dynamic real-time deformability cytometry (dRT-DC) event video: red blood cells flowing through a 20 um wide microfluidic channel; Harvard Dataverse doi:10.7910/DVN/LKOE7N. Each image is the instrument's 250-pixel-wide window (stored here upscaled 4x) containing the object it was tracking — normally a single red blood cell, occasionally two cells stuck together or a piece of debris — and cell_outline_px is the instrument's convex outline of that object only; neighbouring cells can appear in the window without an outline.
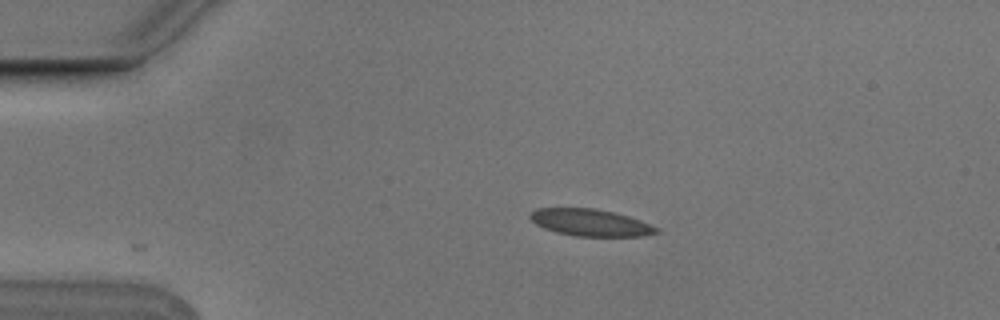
{"species": "Egyptian fruit bat (a non-hibernating species)", "species_latin": "Rousettus aegyptiacus", "temperature_condition": "cold", "stored_images_in_passage": 4, "camera_frame_rate_fps": 3000, "um_per_image_px": 0.085, "animal": {"sex": "male"}, "frame": {"image": 1, "passage_image": 1, "time_ms": 0.0, "image_size_px": [1000, 320], "cell_outline_px": [[660, 232], [644, 236], [576, 236], [556, 232], [544, 228], [536, 224], [528, 216], [536, 208], [596, 208], [628, 216], [640, 220], [660, 228]], "centroid_in_image_um": [50.21, 18.92], "position_along_channel_um": 34.8, "area_um2": 19.83}}
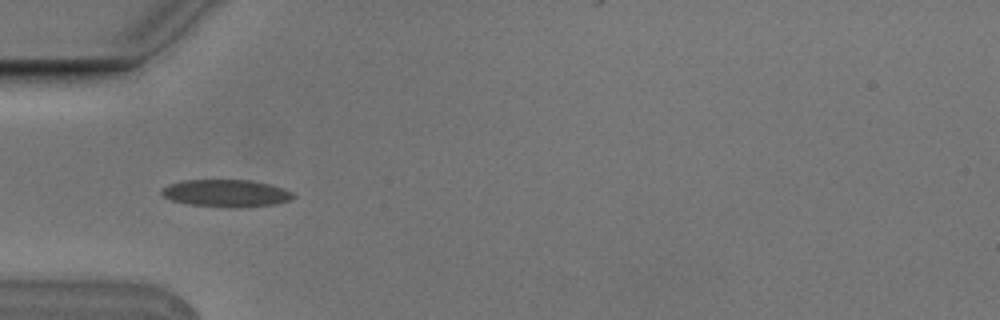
{"frame": {"image": 2, "passage_image": 2, "time_ms": 0.333, "image_size_px": [1000, 320], "cell_outline_px": [[296, 196], [288, 200], [276, 204], [232, 208], [228, 208], [188, 204], [172, 200], [164, 196], [160, 192], [160, 188], [168, 184], [184, 180], [252, 180], [284, 188], [292, 192]], "centroid_in_image_um": [19.2, 16.42], "position_along_channel_um": 65.8, "area_um2": 21.04}}
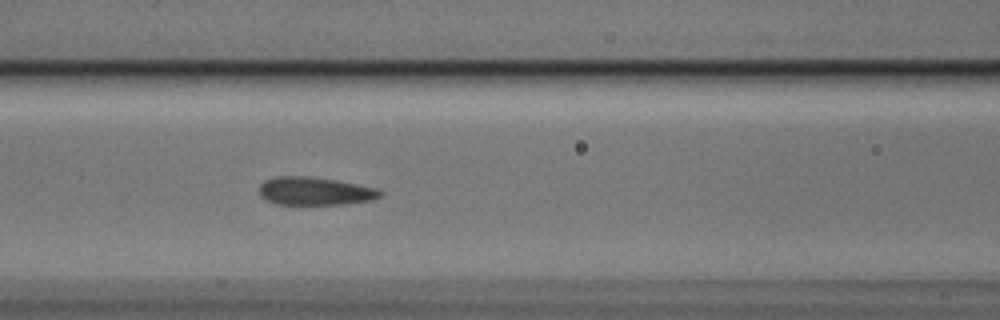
{"frame": {"image": 3, "passage_image": 4, "time_ms": 1.0, "image_size_px": [1000, 320], "cell_outline_px": [[384, 196], [372, 200], [344, 204], [276, 204], [260, 196], [260, 184], [264, 180], [272, 176], [308, 176], [336, 180], [376, 188], [384, 192]], "centroid_in_image_um": [26.78, 16.24], "position_along_channel_um": 139.8, "area_um2": 19.88}}